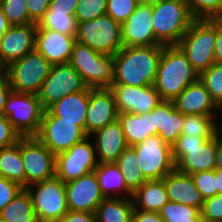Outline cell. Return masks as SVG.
<instances>
[{
	"instance_id": "6f0895ef",
	"label": "cell",
	"mask_w": 222,
	"mask_h": 222,
	"mask_svg": "<svg viewBox=\"0 0 222 222\" xmlns=\"http://www.w3.org/2000/svg\"><path fill=\"white\" fill-rule=\"evenodd\" d=\"M4 69L2 68V66L0 65V72L3 71Z\"/></svg>"
},
{
	"instance_id": "bcb514c9",
	"label": "cell",
	"mask_w": 222,
	"mask_h": 222,
	"mask_svg": "<svg viewBox=\"0 0 222 222\" xmlns=\"http://www.w3.org/2000/svg\"><path fill=\"white\" fill-rule=\"evenodd\" d=\"M29 24H38L49 8L51 0H26Z\"/></svg>"
},
{
	"instance_id": "f5cc1de1",
	"label": "cell",
	"mask_w": 222,
	"mask_h": 222,
	"mask_svg": "<svg viewBox=\"0 0 222 222\" xmlns=\"http://www.w3.org/2000/svg\"><path fill=\"white\" fill-rule=\"evenodd\" d=\"M221 129H218L217 134V155H216V162H215V169L222 170V133L220 134Z\"/></svg>"
},
{
	"instance_id": "60d3db41",
	"label": "cell",
	"mask_w": 222,
	"mask_h": 222,
	"mask_svg": "<svg viewBox=\"0 0 222 222\" xmlns=\"http://www.w3.org/2000/svg\"><path fill=\"white\" fill-rule=\"evenodd\" d=\"M135 0H107L108 14L114 21L123 24L136 10Z\"/></svg>"
},
{
	"instance_id": "4316f807",
	"label": "cell",
	"mask_w": 222,
	"mask_h": 222,
	"mask_svg": "<svg viewBox=\"0 0 222 222\" xmlns=\"http://www.w3.org/2000/svg\"><path fill=\"white\" fill-rule=\"evenodd\" d=\"M117 121L122 126L128 147L137 145L154 135L150 112L144 114L117 112Z\"/></svg>"
},
{
	"instance_id": "74e56055",
	"label": "cell",
	"mask_w": 222,
	"mask_h": 222,
	"mask_svg": "<svg viewBox=\"0 0 222 222\" xmlns=\"http://www.w3.org/2000/svg\"><path fill=\"white\" fill-rule=\"evenodd\" d=\"M195 19H219L222 0H183Z\"/></svg>"
},
{
	"instance_id": "ee69618b",
	"label": "cell",
	"mask_w": 222,
	"mask_h": 222,
	"mask_svg": "<svg viewBox=\"0 0 222 222\" xmlns=\"http://www.w3.org/2000/svg\"><path fill=\"white\" fill-rule=\"evenodd\" d=\"M21 138L8 117L0 115V149L14 145Z\"/></svg>"
},
{
	"instance_id": "5b68a950",
	"label": "cell",
	"mask_w": 222,
	"mask_h": 222,
	"mask_svg": "<svg viewBox=\"0 0 222 222\" xmlns=\"http://www.w3.org/2000/svg\"><path fill=\"white\" fill-rule=\"evenodd\" d=\"M177 46L201 73L215 63L216 19H196Z\"/></svg>"
},
{
	"instance_id": "11a10c76",
	"label": "cell",
	"mask_w": 222,
	"mask_h": 222,
	"mask_svg": "<svg viewBox=\"0 0 222 222\" xmlns=\"http://www.w3.org/2000/svg\"><path fill=\"white\" fill-rule=\"evenodd\" d=\"M216 194L222 195V170L215 169Z\"/></svg>"
},
{
	"instance_id": "e575fe53",
	"label": "cell",
	"mask_w": 222,
	"mask_h": 222,
	"mask_svg": "<svg viewBox=\"0 0 222 222\" xmlns=\"http://www.w3.org/2000/svg\"><path fill=\"white\" fill-rule=\"evenodd\" d=\"M217 115H184L181 135L215 137L218 134Z\"/></svg>"
},
{
	"instance_id": "277c9868",
	"label": "cell",
	"mask_w": 222,
	"mask_h": 222,
	"mask_svg": "<svg viewBox=\"0 0 222 222\" xmlns=\"http://www.w3.org/2000/svg\"><path fill=\"white\" fill-rule=\"evenodd\" d=\"M171 147L178 171L192 175L215 169L217 135L215 137L180 135Z\"/></svg>"
},
{
	"instance_id": "ba28073f",
	"label": "cell",
	"mask_w": 222,
	"mask_h": 222,
	"mask_svg": "<svg viewBox=\"0 0 222 222\" xmlns=\"http://www.w3.org/2000/svg\"><path fill=\"white\" fill-rule=\"evenodd\" d=\"M51 67L52 64L43 55L33 50L10 63L4 71L13 92L38 95Z\"/></svg>"
},
{
	"instance_id": "f35d334b",
	"label": "cell",
	"mask_w": 222,
	"mask_h": 222,
	"mask_svg": "<svg viewBox=\"0 0 222 222\" xmlns=\"http://www.w3.org/2000/svg\"><path fill=\"white\" fill-rule=\"evenodd\" d=\"M26 0H2L0 7L11 26L29 24Z\"/></svg>"
},
{
	"instance_id": "6da1fadb",
	"label": "cell",
	"mask_w": 222,
	"mask_h": 222,
	"mask_svg": "<svg viewBox=\"0 0 222 222\" xmlns=\"http://www.w3.org/2000/svg\"><path fill=\"white\" fill-rule=\"evenodd\" d=\"M163 45L122 47L114 55L112 84L154 85Z\"/></svg>"
},
{
	"instance_id": "484cf974",
	"label": "cell",
	"mask_w": 222,
	"mask_h": 222,
	"mask_svg": "<svg viewBox=\"0 0 222 222\" xmlns=\"http://www.w3.org/2000/svg\"><path fill=\"white\" fill-rule=\"evenodd\" d=\"M93 88L66 95L51 105L47 111L52 116L61 117L63 121L77 122L85 131V118L89 102V94Z\"/></svg>"
},
{
	"instance_id": "7402d4cb",
	"label": "cell",
	"mask_w": 222,
	"mask_h": 222,
	"mask_svg": "<svg viewBox=\"0 0 222 222\" xmlns=\"http://www.w3.org/2000/svg\"><path fill=\"white\" fill-rule=\"evenodd\" d=\"M175 109L184 115H216L219 107L212 100L204 84L198 80L189 84L174 100Z\"/></svg>"
},
{
	"instance_id": "f6af8a7d",
	"label": "cell",
	"mask_w": 222,
	"mask_h": 222,
	"mask_svg": "<svg viewBox=\"0 0 222 222\" xmlns=\"http://www.w3.org/2000/svg\"><path fill=\"white\" fill-rule=\"evenodd\" d=\"M23 189L18 183L0 176V212Z\"/></svg>"
},
{
	"instance_id": "ab89813d",
	"label": "cell",
	"mask_w": 222,
	"mask_h": 222,
	"mask_svg": "<svg viewBox=\"0 0 222 222\" xmlns=\"http://www.w3.org/2000/svg\"><path fill=\"white\" fill-rule=\"evenodd\" d=\"M106 11L107 0H79L74 16L78 22H85L106 14Z\"/></svg>"
},
{
	"instance_id": "ffe728a7",
	"label": "cell",
	"mask_w": 222,
	"mask_h": 222,
	"mask_svg": "<svg viewBox=\"0 0 222 222\" xmlns=\"http://www.w3.org/2000/svg\"><path fill=\"white\" fill-rule=\"evenodd\" d=\"M117 120L115 97L110 88L92 89L85 118V133H92Z\"/></svg>"
},
{
	"instance_id": "d590c367",
	"label": "cell",
	"mask_w": 222,
	"mask_h": 222,
	"mask_svg": "<svg viewBox=\"0 0 222 222\" xmlns=\"http://www.w3.org/2000/svg\"><path fill=\"white\" fill-rule=\"evenodd\" d=\"M159 214L165 222H205L198 208L177 202H167Z\"/></svg>"
},
{
	"instance_id": "7a4b0ae2",
	"label": "cell",
	"mask_w": 222,
	"mask_h": 222,
	"mask_svg": "<svg viewBox=\"0 0 222 222\" xmlns=\"http://www.w3.org/2000/svg\"><path fill=\"white\" fill-rule=\"evenodd\" d=\"M199 76L178 46H163L154 82L162 100L173 101L189 84L197 82Z\"/></svg>"
},
{
	"instance_id": "603a6c76",
	"label": "cell",
	"mask_w": 222,
	"mask_h": 222,
	"mask_svg": "<svg viewBox=\"0 0 222 222\" xmlns=\"http://www.w3.org/2000/svg\"><path fill=\"white\" fill-rule=\"evenodd\" d=\"M90 137L95 138L94 146L99 163L116 162L128 147L122 126L117 120L98 129Z\"/></svg>"
},
{
	"instance_id": "9a60e30c",
	"label": "cell",
	"mask_w": 222,
	"mask_h": 222,
	"mask_svg": "<svg viewBox=\"0 0 222 222\" xmlns=\"http://www.w3.org/2000/svg\"><path fill=\"white\" fill-rule=\"evenodd\" d=\"M87 88L81 75L69 64L52 65L38 93L43 108L47 110L66 95L83 91Z\"/></svg>"
},
{
	"instance_id": "e0dca14e",
	"label": "cell",
	"mask_w": 222,
	"mask_h": 222,
	"mask_svg": "<svg viewBox=\"0 0 222 222\" xmlns=\"http://www.w3.org/2000/svg\"><path fill=\"white\" fill-rule=\"evenodd\" d=\"M65 192L69 211L95 213L98 205L105 199L95 171L65 183Z\"/></svg>"
},
{
	"instance_id": "7dc6e473",
	"label": "cell",
	"mask_w": 222,
	"mask_h": 222,
	"mask_svg": "<svg viewBox=\"0 0 222 222\" xmlns=\"http://www.w3.org/2000/svg\"><path fill=\"white\" fill-rule=\"evenodd\" d=\"M59 222H97L93 212L68 211Z\"/></svg>"
},
{
	"instance_id": "db71d44e",
	"label": "cell",
	"mask_w": 222,
	"mask_h": 222,
	"mask_svg": "<svg viewBox=\"0 0 222 222\" xmlns=\"http://www.w3.org/2000/svg\"><path fill=\"white\" fill-rule=\"evenodd\" d=\"M10 24L3 13L2 8L0 7V40L3 34L10 28Z\"/></svg>"
},
{
	"instance_id": "5bb4252c",
	"label": "cell",
	"mask_w": 222,
	"mask_h": 222,
	"mask_svg": "<svg viewBox=\"0 0 222 222\" xmlns=\"http://www.w3.org/2000/svg\"><path fill=\"white\" fill-rule=\"evenodd\" d=\"M87 136L77 122L63 121L61 117L52 116L45 110L39 132L35 137L57 155L69 150Z\"/></svg>"
},
{
	"instance_id": "c3c4849f",
	"label": "cell",
	"mask_w": 222,
	"mask_h": 222,
	"mask_svg": "<svg viewBox=\"0 0 222 222\" xmlns=\"http://www.w3.org/2000/svg\"><path fill=\"white\" fill-rule=\"evenodd\" d=\"M79 0H51L47 11L75 12Z\"/></svg>"
},
{
	"instance_id": "1f68e13d",
	"label": "cell",
	"mask_w": 222,
	"mask_h": 222,
	"mask_svg": "<svg viewBox=\"0 0 222 222\" xmlns=\"http://www.w3.org/2000/svg\"><path fill=\"white\" fill-rule=\"evenodd\" d=\"M0 219L4 222H39L26 188H23L0 212Z\"/></svg>"
},
{
	"instance_id": "836d02e7",
	"label": "cell",
	"mask_w": 222,
	"mask_h": 222,
	"mask_svg": "<svg viewBox=\"0 0 222 222\" xmlns=\"http://www.w3.org/2000/svg\"><path fill=\"white\" fill-rule=\"evenodd\" d=\"M75 12L46 11L36 28H48L61 34L76 36L78 21Z\"/></svg>"
},
{
	"instance_id": "8992f818",
	"label": "cell",
	"mask_w": 222,
	"mask_h": 222,
	"mask_svg": "<svg viewBox=\"0 0 222 222\" xmlns=\"http://www.w3.org/2000/svg\"><path fill=\"white\" fill-rule=\"evenodd\" d=\"M82 77L87 87L110 88L114 79V55L92 50L76 42L68 62Z\"/></svg>"
},
{
	"instance_id": "d6986e66",
	"label": "cell",
	"mask_w": 222,
	"mask_h": 222,
	"mask_svg": "<svg viewBox=\"0 0 222 222\" xmlns=\"http://www.w3.org/2000/svg\"><path fill=\"white\" fill-rule=\"evenodd\" d=\"M152 5H137L122 24L123 47L160 45L154 36Z\"/></svg>"
},
{
	"instance_id": "f1b7e54d",
	"label": "cell",
	"mask_w": 222,
	"mask_h": 222,
	"mask_svg": "<svg viewBox=\"0 0 222 222\" xmlns=\"http://www.w3.org/2000/svg\"><path fill=\"white\" fill-rule=\"evenodd\" d=\"M94 171L98 178L101 194L104 198H132L133 193L126 187L123 175L115 162L99 163ZM118 192L121 193L118 194ZM112 193H117L118 196L117 194L114 196ZM122 193H126L129 196H120Z\"/></svg>"
},
{
	"instance_id": "f546056e",
	"label": "cell",
	"mask_w": 222,
	"mask_h": 222,
	"mask_svg": "<svg viewBox=\"0 0 222 222\" xmlns=\"http://www.w3.org/2000/svg\"><path fill=\"white\" fill-rule=\"evenodd\" d=\"M132 198H105L96 208L97 222H133Z\"/></svg>"
},
{
	"instance_id": "4dcf8cb0",
	"label": "cell",
	"mask_w": 222,
	"mask_h": 222,
	"mask_svg": "<svg viewBox=\"0 0 222 222\" xmlns=\"http://www.w3.org/2000/svg\"><path fill=\"white\" fill-rule=\"evenodd\" d=\"M0 176L25 188V171L21 158V138L17 143L0 149Z\"/></svg>"
},
{
	"instance_id": "b9f144b4",
	"label": "cell",
	"mask_w": 222,
	"mask_h": 222,
	"mask_svg": "<svg viewBox=\"0 0 222 222\" xmlns=\"http://www.w3.org/2000/svg\"><path fill=\"white\" fill-rule=\"evenodd\" d=\"M191 176L204 200L216 195L215 169L197 172Z\"/></svg>"
},
{
	"instance_id": "f907efd6",
	"label": "cell",
	"mask_w": 222,
	"mask_h": 222,
	"mask_svg": "<svg viewBox=\"0 0 222 222\" xmlns=\"http://www.w3.org/2000/svg\"><path fill=\"white\" fill-rule=\"evenodd\" d=\"M133 222H165L157 212H145L134 208Z\"/></svg>"
},
{
	"instance_id": "7bdbcfd3",
	"label": "cell",
	"mask_w": 222,
	"mask_h": 222,
	"mask_svg": "<svg viewBox=\"0 0 222 222\" xmlns=\"http://www.w3.org/2000/svg\"><path fill=\"white\" fill-rule=\"evenodd\" d=\"M201 217L205 222H222V195L216 194L204 200Z\"/></svg>"
},
{
	"instance_id": "681fc988",
	"label": "cell",
	"mask_w": 222,
	"mask_h": 222,
	"mask_svg": "<svg viewBox=\"0 0 222 222\" xmlns=\"http://www.w3.org/2000/svg\"><path fill=\"white\" fill-rule=\"evenodd\" d=\"M11 91L8 76L3 70L0 72V115H3L6 99Z\"/></svg>"
},
{
	"instance_id": "3957f363",
	"label": "cell",
	"mask_w": 222,
	"mask_h": 222,
	"mask_svg": "<svg viewBox=\"0 0 222 222\" xmlns=\"http://www.w3.org/2000/svg\"><path fill=\"white\" fill-rule=\"evenodd\" d=\"M153 32L163 46H177L196 20L183 0H159L153 5Z\"/></svg>"
},
{
	"instance_id": "ac0fdd59",
	"label": "cell",
	"mask_w": 222,
	"mask_h": 222,
	"mask_svg": "<svg viewBox=\"0 0 222 222\" xmlns=\"http://www.w3.org/2000/svg\"><path fill=\"white\" fill-rule=\"evenodd\" d=\"M35 34L36 24L10 26L0 40V65L3 69L35 50Z\"/></svg>"
},
{
	"instance_id": "30bf717a",
	"label": "cell",
	"mask_w": 222,
	"mask_h": 222,
	"mask_svg": "<svg viewBox=\"0 0 222 222\" xmlns=\"http://www.w3.org/2000/svg\"><path fill=\"white\" fill-rule=\"evenodd\" d=\"M44 111L38 95L11 91L3 115L8 117L21 137H29L38 134Z\"/></svg>"
},
{
	"instance_id": "4fadbf2b",
	"label": "cell",
	"mask_w": 222,
	"mask_h": 222,
	"mask_svg": "<svg viewBox=\"0 0 222 222\" xmlns=\"http://www.w3.org/2000/svg\"><path fill=\"white\" fill-rule=\"evenodd\" d=\"M21 158L25 171V188L56 176V155L35 136L21 137Z\"/></svg>"
},
{
	"instance_id": "8fae6325",
	"label": "cell",
	"mask_w": 222,
	"mask_h": 222,
	"mask_svg": "<svg viewBox=\"0 0 222 222\" xmlns=\"http://www.w3.org/2000/svg\"><path fill=\"white\" fill-rule=\"evenodd\" d=\"M131 148L135 151L139 169L147 180L163 179L176 169L171 145L158 135H151Z\"/></svg>"
},
{
	"instance_id": "52a82bcc",
	"label": "cell",
	"mask_w": 222,
	"mask_h": 222,
	"mask_svg": "<svg viewBox=\"0 0 222 222\" xmlns=\"http://www.w3.org/2000/svg\"><path fill=\"white\" fill-rule=\"evenodd\" d=\"M75 37L76 42L107 55H115L123 47L122 24L114 21L108 14L78 22Z\"/></svg>"
},
{
	"instance_id": "d4e9b609",
	"label": "cell",
	"mask_w": 222,
	"mask_h": 222,
	"mask_svg": "<svg viewBox=\"0 0 222 222\" xmlns=\"http://www.w3.org/2000/svg\"><path fill=\"white\" fill-rule=\"evenodd\" d=\"M163 182L169 201L189 205L201 211L204 199L190 174L175 169L163 178Z\"/></svg>"
},
{
	"instance_id": "83f0119b",
	"label": "cell",
	"mask_w": 222,
	"mask_h": 222,
	"mask_svg": "<svg viewBox=\"0 0 222 222\" xmlns=\"http://www.w3.org/2000/svg\"><path fill=\"white\" fill-rule=\"evenodd\" d=\"M132 200L136 209L159 213L162 207L169 202L163 179L145 182L132 194Z\"/></svg>"
},
{
	"instance_id": "9c48e42d",
	"label": "cell",
	"mask_w": 222,
	"mask_h": 222,
	"mask_svg": "<svg viewBox=\"0 0 222 222\" xmlns=\"http://www.w3.org/2000/svg\"><path fill=\"white\" fill-rule=\"evenodd\" d=\"M39 222H59L69 211L65 183L58 177L26 187Z\"/></svg>"
},
{
	"instance_id": "d6a6232c",
	"label": "cell",
	"mask_w": 222,
	"mask_h": 222,
	"mask_svg": "<svg viewBox=\"0 0 222 222\" xmlns=\"http://www.w3.org/2000/svg\"><path fill=\"white\" fill-rule=\"evenodd\" d=\"M115 163L123 175L126 187L132 193L148 181L139 169L136 153L131 147H127Z\"/></svg>"
},
{
	"instance_id": "7c38bea8",
	"label": "cell",
	"mask_w": 222,
	"mask_h": 222,
	"mask_svg": "<svg viewBox=\"0 0 222 222\" xmlns=\"http://www.w3.org/2000/svg\"><path fill=\"white\" fill-rule=\"evenodd\" d=\"M93 139L87 136L69 150L56 155V177L68 183L94 171L99 162ZM93 144H92V143Z\"/></svg>"
},
{
	"instance_id": "2e32d148",
	"label": "cell",
	"mask_w": 222,
	"mask_h": 222,
	"mask_svg": "<svg viewBox=\"0 0 222 222\" xmlns=\"http://www.w3.org/2000/svg\"><path fill=\"white\" fill-rule=\"evenodd\" d=\"M110 90L115 97L117 112L144 114L162 101L154 85L136 87L112 84Z\"/></svg>"
},
{
	"instance_id": "8d00e7d4",
	"label": "cell",
	"mask_w": 222,
	"mask_h": 222,
	"mask_svg": "<svg viewBox=\"0 0 222 222\" xmlns=\"http://www.w3.org/2000/svg\"><path fill=\"white\" fill-rule=\"evenodd\" d=\"M199 80L210 93L212 100L218 107L222 105V64L213 63L202 71Z\"/></svg>"
},
{
	"instance_id": "cb8c5ba5",
	"label": "cell",
	"mask_w": 222,
	"mask_h": 222,
	"mask_svg": "<svg viewBox=\"0 0 222 222\" xmlns=\"http://www.w3.org/2000/svg\"><path fill=\"white\" fill-rule=\"evenodd\" d=\"M154 135L172 145L181 135L184 114L175 109L173 101L162 100L151 111Z\"/></svg>"
},
{
	"instance_id": "44dd1931",
	"label": "cell",
	"mask_w": 222,
	"mask_h": 222,
	"mask_svg": "<svg viewBox=\"0 0 222 222\" xmlns=\"http://www.w3.org/2000/svg\"><path fill=\"white\" fill-rule=\"evenodd\" d=\"M75 43V36L61 34L48 28H36L35 50L52 65L68 63Z\"/></svg>"
},
{
	"instance_id": "9f6ffc18",
	"label": "cell",
	"mask_w": 222,
	"mask_h": 222,
	"mask_svg": "<svg viewBox=\"0 0 222 222\" xmlns=\"http://www.w3.org/2000/svg\"><path fill=\"white\" fill-rule=\"evenodd\" d=\"M159 0H135L137 5H154Z\"/></svg>"
},
{
	"instance_id": "816d5d0a",
	"label": "cell",
	"mask_w": 222,
	"mask_h": 222,
	"mask_svg": "<svg viewBox=\"0 0 222 222\" xmlns=\"http://www.w3.org/2000/svg\"><path fill=\"white\" fill-rule=\"evenodd\" d=\"M215 62L222 64V21L216 19Z\"/></svg>"
}]
</instances>
